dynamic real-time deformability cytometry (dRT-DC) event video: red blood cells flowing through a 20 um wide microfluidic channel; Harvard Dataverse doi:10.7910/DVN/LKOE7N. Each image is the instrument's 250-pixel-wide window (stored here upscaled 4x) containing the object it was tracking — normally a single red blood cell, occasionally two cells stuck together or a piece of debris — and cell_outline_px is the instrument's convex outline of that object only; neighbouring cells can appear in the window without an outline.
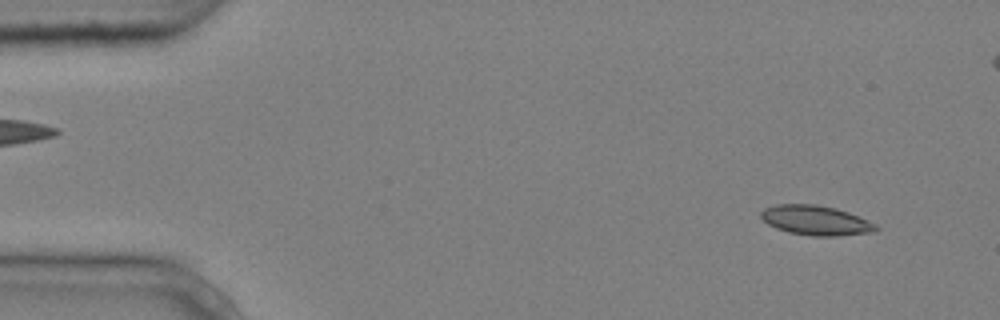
{"species": "common noctule bat (a hibernating species)", "species_latin": "Nyctalus noctula", "temperature_condition": "cold", "stored_images_in_passage": 4, "camera_frame_rate_fps": 3000, "um_per_image_px": 0.085, "animal": {"sex": "male", "body_mass_g": 20.4}, "frame": {"image": 1, "passage_image": 1, "time_ms": 0.0, "image_size_px": [1000, 320], "cell_outline_px": [[880, 228], [876, 232], [836, 236], [812, 236], [788, 232], [776, 228], [768, 224], [760, 216], [760, 212], [764, 208], [776, 204], [816, 204], [836, 208], [848, 212], [876, 224]], "centroid_in_image_um": [69.35, 18.73], "position_along_channel_um": 15.7, "area_um2": 20.0}}